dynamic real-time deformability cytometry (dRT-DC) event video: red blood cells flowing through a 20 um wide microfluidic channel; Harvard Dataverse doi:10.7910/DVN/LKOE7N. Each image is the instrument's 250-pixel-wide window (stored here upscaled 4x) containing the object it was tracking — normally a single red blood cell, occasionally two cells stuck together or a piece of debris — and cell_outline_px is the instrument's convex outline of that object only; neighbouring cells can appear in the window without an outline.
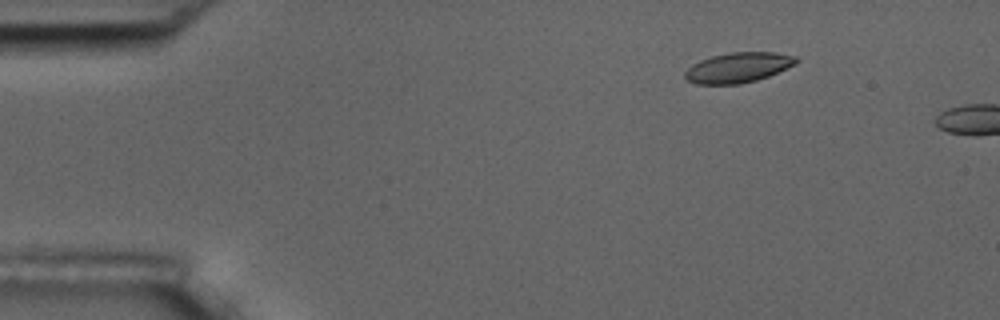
{"species": "common noctule bat (a hibernating species)", "species_latin": "Nyctalus noctula", "temperature_condition": "room temperature", "stored_images_in_passage": 11, "camera_frame_rate_fps": 3000, "um_per_image_px": 0.085, "animal": {"sex": "male", "body_mass_g": 17.5, "forearm_length_mm": 52.3}, "frame": {"image": 1, "passage_image": 8, "time_ms": 2.333, "image_size_px": [1000, 320], "cell_outline_px": [[800, 60], [796, 64], [768, 76], [756, 80], [740, 84], [696, 84], [688, 80], [684, 76], [684, 72], [692, 64], [700, 60], [712, 56], [732, 52], [776, 52], [796, 56]], "centroid_in_image_um": [62.76, 5.73], "position_along_channel_um": 22.2, "area_um2": 19.54}}